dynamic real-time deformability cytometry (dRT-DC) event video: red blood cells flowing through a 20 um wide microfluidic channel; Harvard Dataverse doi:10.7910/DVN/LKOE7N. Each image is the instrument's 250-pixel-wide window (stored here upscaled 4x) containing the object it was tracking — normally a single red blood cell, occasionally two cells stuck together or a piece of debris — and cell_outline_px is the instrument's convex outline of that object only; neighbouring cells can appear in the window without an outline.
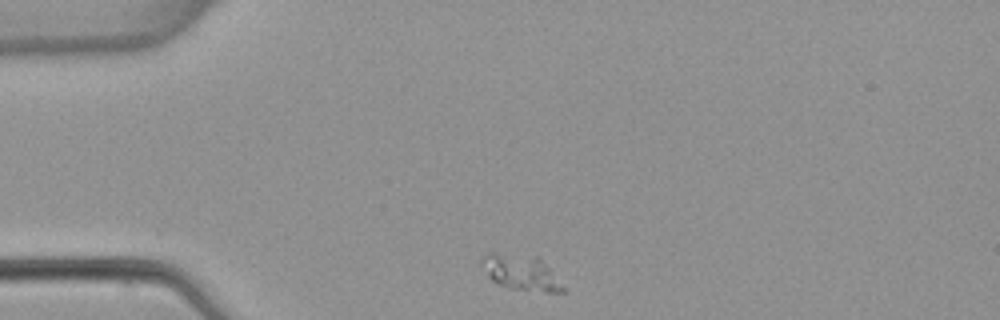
{"species": "common noctule bat (a hibernating species)", "species_latin": "Nyctalus noctula", "temperature_condition": "warm", "stored_images_in_passage": 2, "camera_frame_rate_fps": 3000, "um_per_image_px": 0.085, "animal": {"sex": "female", "body_mass_g": 22.7, "forearm_length_mm": 54.2}, "frame": {"image": 1, "passage_image": 2, "time_ms": 1.333, "image_size_px": [1000, 320], "cell_outline_px": [[568, 288], [564, 292], [544, 292], [512, 288], [500, 284], [492, 280], [488, 276], [480, 260], [480, 256], [488, 252], [496, 252], [536, 256]], "centroid_in_image_um": [44.29, 23.15], "position_along_channel_um": 40.7, "area_um2": 16.7}}